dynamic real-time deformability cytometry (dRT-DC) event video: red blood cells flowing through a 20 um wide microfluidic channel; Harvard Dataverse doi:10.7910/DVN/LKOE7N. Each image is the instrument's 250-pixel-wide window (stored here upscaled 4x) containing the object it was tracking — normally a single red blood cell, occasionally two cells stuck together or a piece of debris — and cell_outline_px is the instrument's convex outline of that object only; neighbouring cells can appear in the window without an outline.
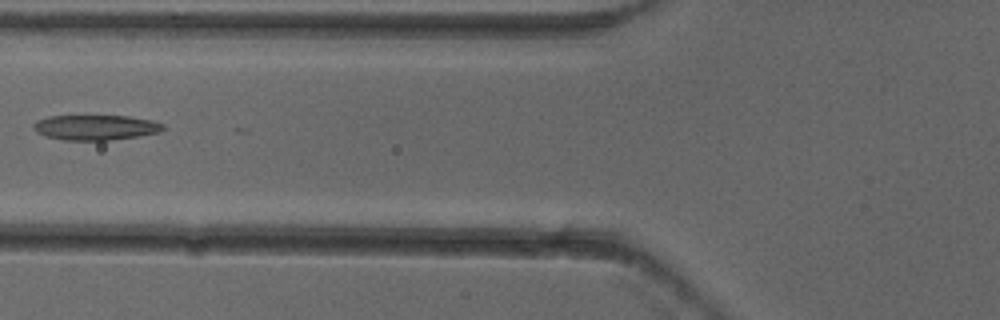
{"species": "common noctule bat (a hibernating species)", "species_latin": "Nyctalus noctula", "temperature_condition": "cold", "stored_images_in_passage": 7, "camera_frame_rate_fps": 3000, "um_per_image_px": 0.085, "animal": {"sex": "female"}, "frame": {"image": 1, "passage_image": 6, "time_ms": 1.667, "image_size_px": [1000, 320], "cell_outline_px": [[164, 128], [160, 132], [112, 140], [64, 140], [44, 136], [36, 132], [32, 128], [32, 124], [36, 120], [48, 116], [128, 116], [152, 120], [164, 124]], "centroid_in_image_um": [8.08, 10.83], "position_along_channel_um": 117.7, "area_um2": 19.07}}
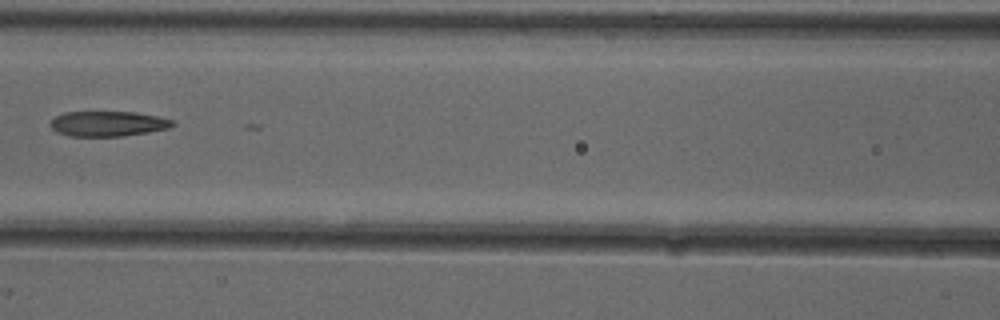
{"frame": {"image": 2, "passage_image": 7, "time_ms": 2.0, "image_size_px": [1000, 320], "cell_outline_px": [[176, 124], [172, 128], [148, 132], [120, 136], [68, 136], [56, 132], [48, 124], [56, 116], [64, 112], [136, 112], [156, 116], [172, 120]], "centroid_in_image_um": [9.17, 10.52], "position_along_channel_um": 157.4, "area_um2": 17.98}}